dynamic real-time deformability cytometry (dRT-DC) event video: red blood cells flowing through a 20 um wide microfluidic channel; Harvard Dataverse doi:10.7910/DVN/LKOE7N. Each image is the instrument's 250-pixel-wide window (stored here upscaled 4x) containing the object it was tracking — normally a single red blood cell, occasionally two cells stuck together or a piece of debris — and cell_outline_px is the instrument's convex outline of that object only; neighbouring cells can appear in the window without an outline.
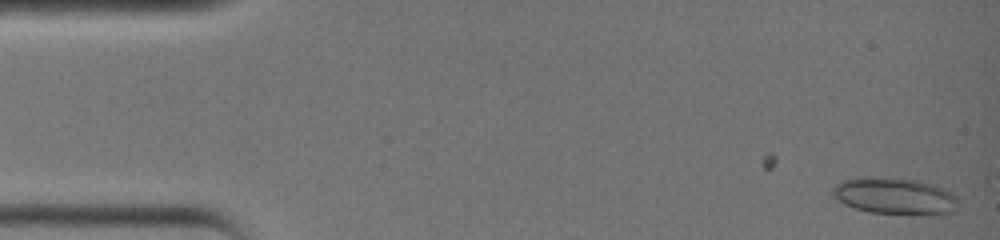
{"species": "common noctule bat (a hibernating species)", "species_latin": "Nyctalus noctula", "temperature_condition": "warm", "stored_images_in_passage": 4, "camera_frame_rate_fps": 3000, "um_per_image_px": 0.085, "animal": {"sex": "female", "body_mass_g": 19.0, "forearm_length_mm": 51.5}, "frame": {"image": 1, "passage_image": 4, "time_ms": 1.0, "image_size_px": [1000, 240], "cell_outline_px": [[956, 208], [952, 212], [868, 212], [852, 208], [844, 204], [832, 196], [832, 188], [840, 180], [856, 176], [900, 176], [920, 180], [936, 184], [956, 196]], "centroid_in_image_um": [75.93, 16.57], "position_along_channel_um": 9.1, "area_um2": 26.88}}